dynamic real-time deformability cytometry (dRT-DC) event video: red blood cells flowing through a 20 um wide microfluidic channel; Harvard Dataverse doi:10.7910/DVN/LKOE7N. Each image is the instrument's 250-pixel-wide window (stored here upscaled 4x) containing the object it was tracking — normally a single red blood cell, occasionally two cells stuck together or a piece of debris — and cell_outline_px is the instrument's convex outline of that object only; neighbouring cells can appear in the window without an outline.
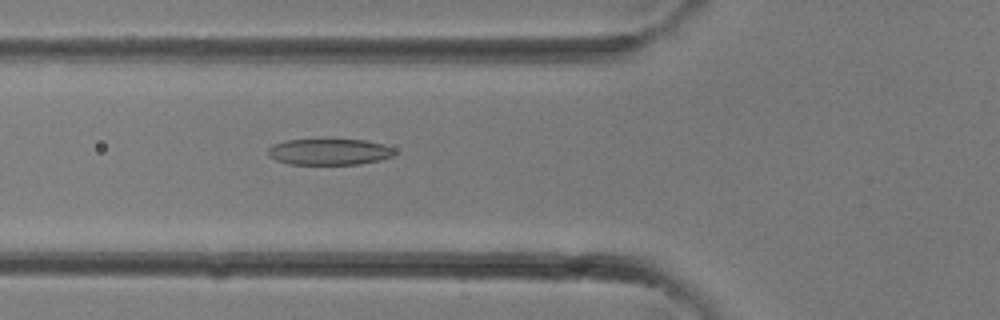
{"species": "common noctule bat (a hibernating species)", "species_latin": "Nyctalus noctula", "temperature_condition": "room temperature", "stored_images_in_passage": 33, "camera_frame_rate_fps": 3000, "um_per_image_px": 0.085, "animal": {"sex": "female"}, "frame": {"image": 1, "passage_image": 12, "time_ms": 3.667, "image_size_px": [1000, 320], "cell_outline_px": [[396, 152], [392, 156], [380, 160], [360, 164], [288, 164], [276, 160], [268, 156], [268, 148], [272, 144], [284, 140], [320, 136], [328, 136], [364, 140], [384, 144], [392, 148]], "centroid_in_image_um": [27.94, 12.84], "position_along_channel_um": 97.9, "area_um2": 20.58}}
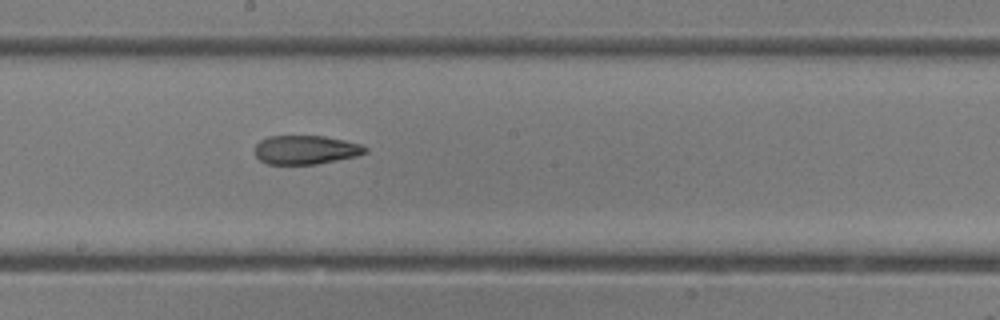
{"frame": {"image": 2, "passage_image": 18, "time_ms": 5.667, "image_size_px": [1000, 320], "cell_outline_px": [[368, 152], [356, 156], [316, 164], [268, 164], [260, 160], [256, 156], [256, 144], [260, 140], [268, 136], [324, 136], [344, 140], [360, 144], [368, 148]], "centroid_in_image_um": [25.99, 12.73], "position_along_channel_um": 222.2, "area_um2": 18.5}}
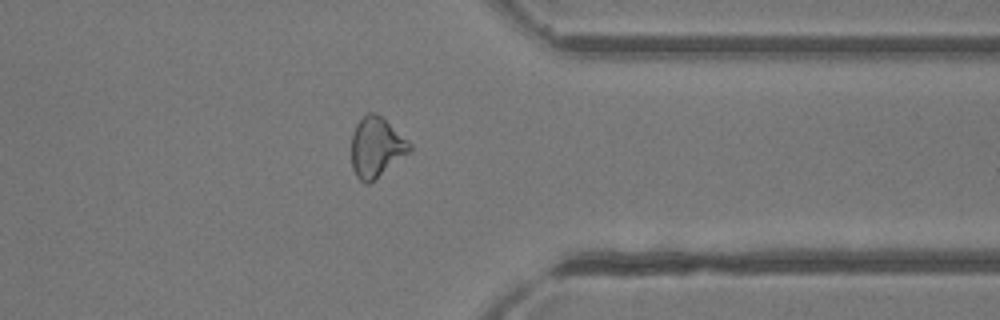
{"frame": {"image": 3, "passage_image": 26, "time_ms": 8.333, "image_size_px": [1000, 320], "cell_outline_px": [[412, 152], [368, 184], [364, 184], [356, 176], [352, 168], [352, 132], [356, 124], [368, 112], [376, 112], [408, 140], [412, 144]], "centroid_in_image_um": [32.0, 12.53], "position_along_channel_um": 379.4, "area_um2": 20.46}}